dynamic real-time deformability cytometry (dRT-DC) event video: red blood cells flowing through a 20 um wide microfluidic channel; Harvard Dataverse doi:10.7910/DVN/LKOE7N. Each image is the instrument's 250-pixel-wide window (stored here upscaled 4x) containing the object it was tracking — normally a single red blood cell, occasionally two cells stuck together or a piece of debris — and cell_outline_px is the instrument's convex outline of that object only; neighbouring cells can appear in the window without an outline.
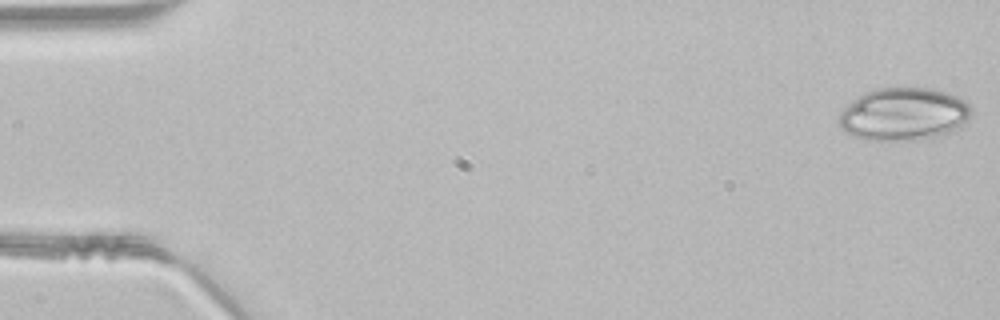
{"species": "common noctule bat (a hibernating species)", "species_latin": "Nyctalus noctula", "temperature_condition": "room temperature", "stored_images_in_passage": 47, "camera_frame_rate_fps": 3000, "um_per_image_px": 0.085, "animal": {"sex": "male", "body_mass_g": 21.5, "forearm_length_mm": 52.0}, "frame": {"image": 1, "passage_image": 1, "time_ms": 0.0, "image_size_px": [1000, 320], "cell_outline_px": [[972, 112], [968, 120], [960, 128], [952, 132], [916, 140], [864, 140], [852, 136], [844, 132], [840, 128], [840, 112], [852, 100], [864, 92], [876, 88], [936, 88], [948, 92], [964, 100], [972, 108]], "centroid_in_image_um": [76.82, 9.7], "position_along_channel_um": 8.2, "area_um2": 41.1}}
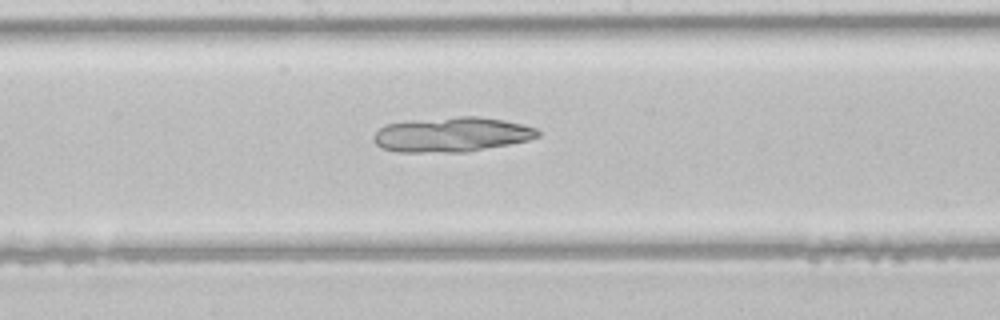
{"frame": {"image": 2, "passage_image": 25, "time_ms": 8.0, "image_size_px": [1000, 320], "cell_outline_px": [[540, 136], [528, 140], [508, 144], [464, 152], [396, 152], [380, 148], [372, 140], [372, 136], [384, 124], [408, 120], [460, 116], [480, 116], [504, 120], [536, 128], [540, 132]], "centroid_in_image_um": [38.34, 11.43], "position_along_channel_um": 209.9, "area_um2": 33.47}}
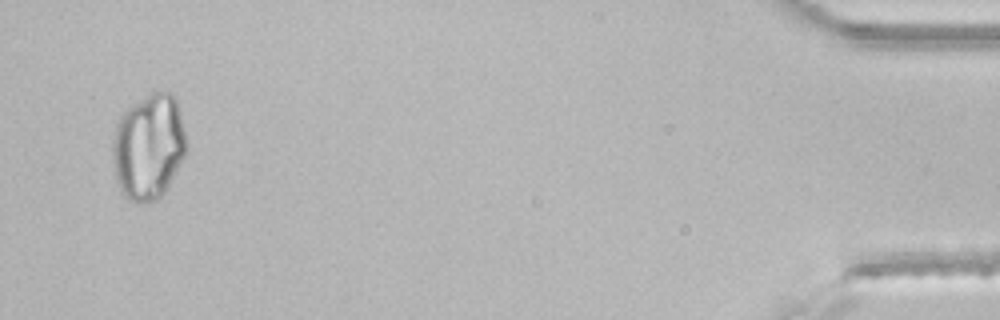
{"frame": {"image": 3, "passage_image": 46, "time_ms": 15.0, "image_size_px": [1000, 320], "cell_outline_px": [[188, 148], [168, 188], [160, 200], [140, 204], [128, 200], [120, 192], [116, 180], [112, 164], [112, 140], [116, 124], [120, 116], [128, 108], [152, 92], [172, 92], [176, 96], [180, 112]], "centroid_in_image_um": [12.62, 12.52], "position_along_channel_um": 422.6, "area_um2": 46.24}}